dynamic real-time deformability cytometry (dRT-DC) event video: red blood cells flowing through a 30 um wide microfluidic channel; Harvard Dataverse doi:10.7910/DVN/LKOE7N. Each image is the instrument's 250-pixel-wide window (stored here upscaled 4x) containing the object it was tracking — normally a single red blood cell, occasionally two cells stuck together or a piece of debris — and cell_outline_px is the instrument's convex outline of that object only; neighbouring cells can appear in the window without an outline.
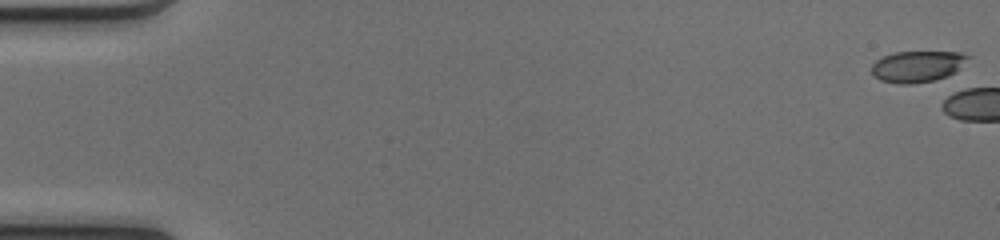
{"species": "common noctule bat (a hibernating species)", "species_latin": "Nyctalus noctula", "temperature_condition": "cold", "stored_images_in_passage": 4, "camera_frame_rate_fps": 3000, "um_per_image_px": 0.085, "animal": {"sex": "female", "body_mass_g": 17.0, "forearm_length_mm": 48.0}, "frame": {"image": 1, "passage_image": 1, "time_ms": 0.0, "image_size_px": [1000, 240], "cell_outline_px": [[972, 56], [948, 80], [912, 84], [896, 84], [880, 80], [872, 76], [872, 64], [876, 60], [892, 52], [960, 52]], "centroid_in_image_um": [78.04, 5.68], "position_along_channel_um": 7.0, "area_um2": 18.32}}